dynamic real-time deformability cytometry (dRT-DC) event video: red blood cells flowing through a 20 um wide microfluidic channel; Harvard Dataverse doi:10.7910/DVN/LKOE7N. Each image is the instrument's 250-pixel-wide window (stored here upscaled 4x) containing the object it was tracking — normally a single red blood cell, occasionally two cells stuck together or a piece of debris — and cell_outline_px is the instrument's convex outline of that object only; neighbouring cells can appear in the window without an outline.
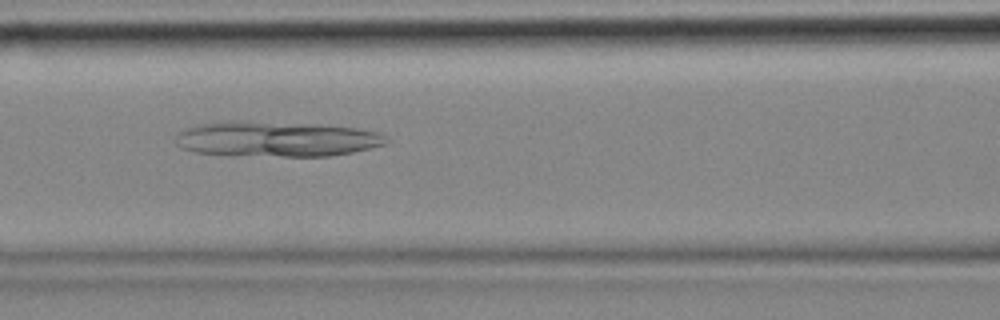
{"species": "common noctule bat (a hibernating species)", "species_latin": "Nyctalus noctula", "temperature_condition": "cold", "stored_images_in_passage": 40, "camera_frame_rate_fps": 3000, "um_per_image_px": 0.085, "animal": {"sex": "female", "body_mass_g": 18.4}, "frame": {"image": 1, "passage_image": 12, "time_ms": 3.667, "image_size_px": [1000, 320], "cell_outline_px": [[392, 140], [384, 144], [352, 152], [328, 156], [284, 156], [196, 152], [180, 148], [176, 144], [176, 132], [196, 124], [216, 120], [244, 120], [320, 124], [356, 128], [376, 132]], "centroid_in_image_um": [23.44, 11.78], "position_along_channel_um": 143.2, "area_um2": 43.52}}
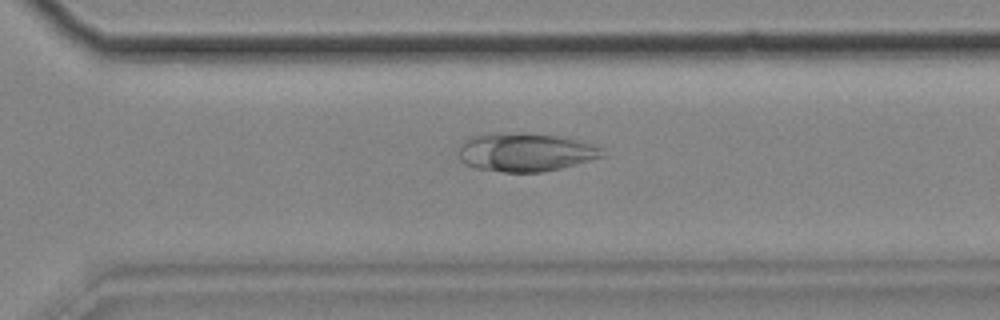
{"frame": {"image": 2, "passage_image": 28, "time_ms": 9.0, "image_size_px": [1000, 320], "cell_outline_px": [[604, 156], [560, 168], [540, 172], [504, 172], [476, 168], [464, 164], [460, 160], [456, 152], [460, 144], [468, 136], [500, 132], [520, 132], [556, 136], [580, 140], [592, 144], [600, 148]], "centroid_in_image_um": [44.56, 12.92], "position_along_channel_um": 326.0, "area_um2": 32.43}}
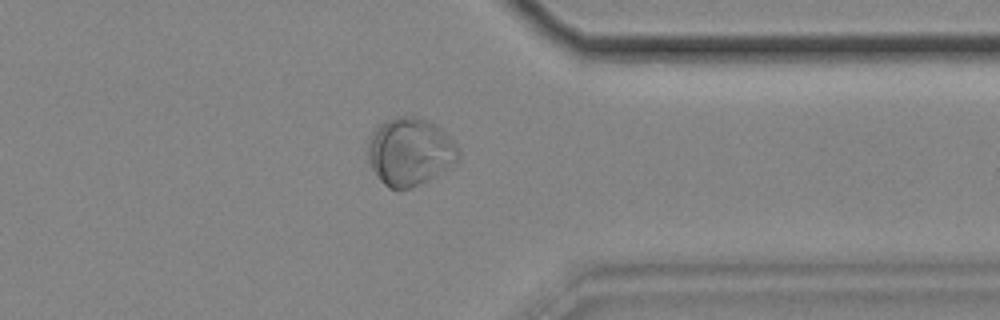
{"frame": {"image": 3, "passage_image": 33, "time_ms": 10.667, "image_size_px": [1000, 320], "cell_outline_px": [[460, 156], [456, 160], [432, 176], [408, 188], [396, 192], [388, 188], [380, 180], [372, 168], [368, 156], [368, 140], [376, 124], [384, 120], [396, 116], [416, 116], [428, 120], [436, 124], [456, 144], [460, 152]], "centroid_in_image_um": [34.78, 12.85], "position_along_channel_um": 376.6, "area_um2": 35.49}}